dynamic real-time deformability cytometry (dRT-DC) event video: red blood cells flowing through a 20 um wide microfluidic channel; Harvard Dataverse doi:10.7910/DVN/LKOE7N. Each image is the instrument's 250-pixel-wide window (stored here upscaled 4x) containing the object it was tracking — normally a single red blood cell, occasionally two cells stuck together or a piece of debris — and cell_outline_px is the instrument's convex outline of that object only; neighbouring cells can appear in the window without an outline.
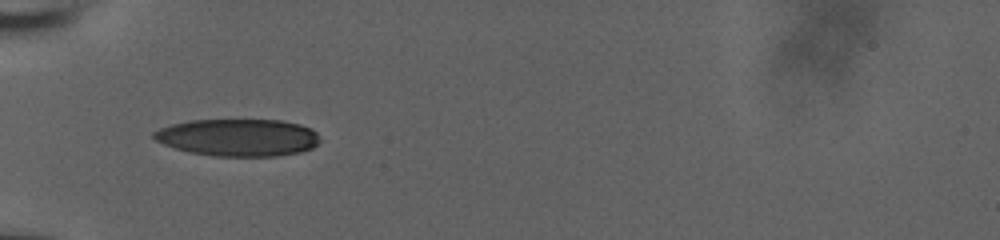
{"species": "human", "species_latin": "Homo sapiens", "temperature_condition": "room temperature", "stored_images_in_passage": 3, "camera_frame_rate_fps": 3000, "um_per_image_px": 0.085, "donor": {"sex": "male"}, "frame": {"image": 1, "passage_image": 1, "time_ms": 0.0, "image_size_px": [1000, 240], "cell_outline_px": [[320, 140], [312, 148], [300, 152], [276, 156], [212, 156], [192, 152], [176, 148], [164, 144], [156, 140], [152, 136], [152, 132], [160, 128], [172, 124], [188, 120], [280, 120], [300, 124], [312, 128], [316, 132]], "centroid_in_image_um": [20.25, 11.68], "position_along_channel_um": 64.8, "area_um2": 36.07}}
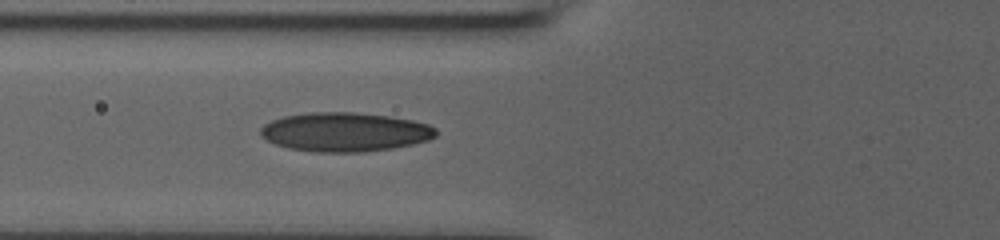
{"frame": {"image": 2, "passage_image": 3, "time_ms": 0.667, "image_size_px": [1000, 240], "cell_outline_px": [[440, 132], [436, 136], [428, 140], [412, 144], [392, 148], [364, 152], [312, 152], [288, 148], [276, 144], [260, 136], [260, 128], [264, 124], [272, 120], [284, 116], [308, 112], [356, 112], [392, 116], [412, 120], [428, 124], [436, 128]], "centroid_in_image_um": [29.33, 11.21], "position_along_channel_um": 96.5, "area_um2": 40.29}}